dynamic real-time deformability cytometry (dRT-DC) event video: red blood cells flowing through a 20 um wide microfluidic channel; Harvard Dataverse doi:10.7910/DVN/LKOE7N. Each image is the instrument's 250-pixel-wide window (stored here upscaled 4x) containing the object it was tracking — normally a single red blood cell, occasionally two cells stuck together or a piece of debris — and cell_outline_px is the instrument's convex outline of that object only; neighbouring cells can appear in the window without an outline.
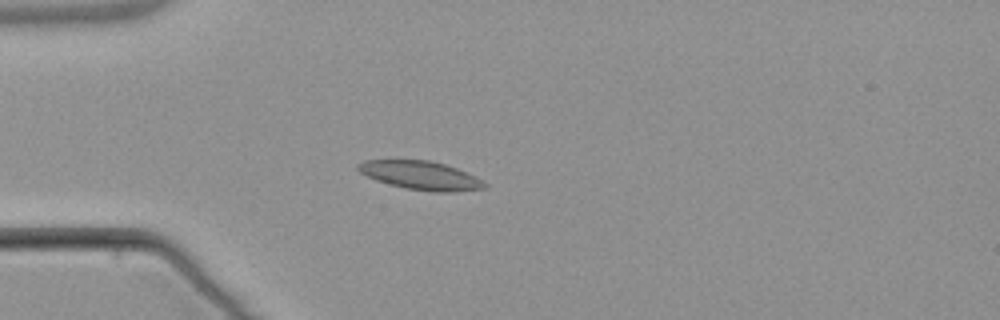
{"species": "common noctule bat (a hibernating species)", "species_latin": "Nyctalus noctula", "temperature_condition": "warm", "stored_images_in_passage": 4, "camera_frame_rate_fps": 3000, "um_per_image_px": 0.085, "animal": {"sex": "male", "body_mass_g": 21.5, "forearm_length_mm": 52.0}, "frame": {"image": 1, "passage_image": 3, "time_ms": 3.333, "image_size_px": [1000, 320], "cell_outline_px": [[488, 184], [484, 188], [456, 192], [432, 192], [404, 188], [388, 184], [376, 180], [360, 172], [356, 168], [356, 164], [364, 160], [428, 160], [444, 164], [456, 168], [476, 176]], "centroid_in_image_um": [35.76, 14.91], "position_along_channel_um": 49.2, "area_um2": 21.15}}